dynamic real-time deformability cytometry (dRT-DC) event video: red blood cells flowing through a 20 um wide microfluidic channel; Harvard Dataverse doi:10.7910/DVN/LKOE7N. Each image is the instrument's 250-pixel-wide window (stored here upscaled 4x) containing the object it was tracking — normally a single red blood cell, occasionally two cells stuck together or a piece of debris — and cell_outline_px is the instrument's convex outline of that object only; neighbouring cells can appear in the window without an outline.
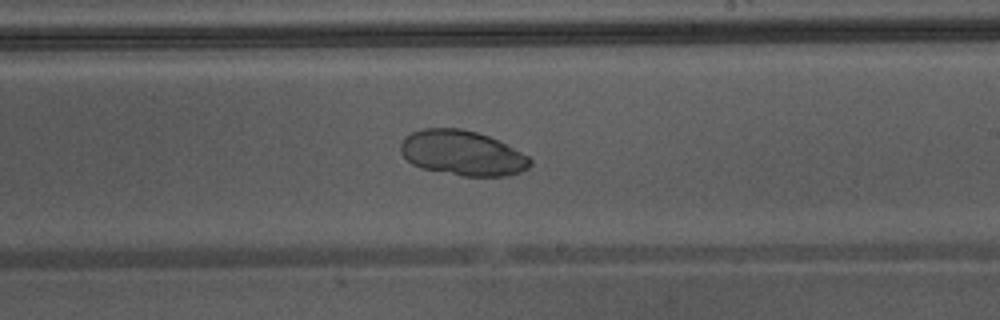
{"species": "Egyptian fruit bat (a non-hibernating species)", "species_latin": "Rousettus aegyptiacus", "temperature_condition": "warm", "stored_images_in_passage": 42, "camera_frame_rate_fps": 3000, "um_per_image_px": 0.085, "animal": {"sex": "male"}, "frame": {"image": 1, "passage_image": 24, "time_ms": 7.667, "image_size_px": [1000, 320], "cell_outline_px": [[532, 164], [528, 168], [520, 172], [508, 176], [464, 176], [420, 168], [412, 164], [400, 152], [400, 144], [404, 136], [412, 132], [424, 128], [460, 128], [476, 132], [488, 136], [528, 156], [532, 160]], "centroid_in_image_um": [39.27, 13.01], "position_along_channel_um": 249.7, "area_um2": 33.87}}